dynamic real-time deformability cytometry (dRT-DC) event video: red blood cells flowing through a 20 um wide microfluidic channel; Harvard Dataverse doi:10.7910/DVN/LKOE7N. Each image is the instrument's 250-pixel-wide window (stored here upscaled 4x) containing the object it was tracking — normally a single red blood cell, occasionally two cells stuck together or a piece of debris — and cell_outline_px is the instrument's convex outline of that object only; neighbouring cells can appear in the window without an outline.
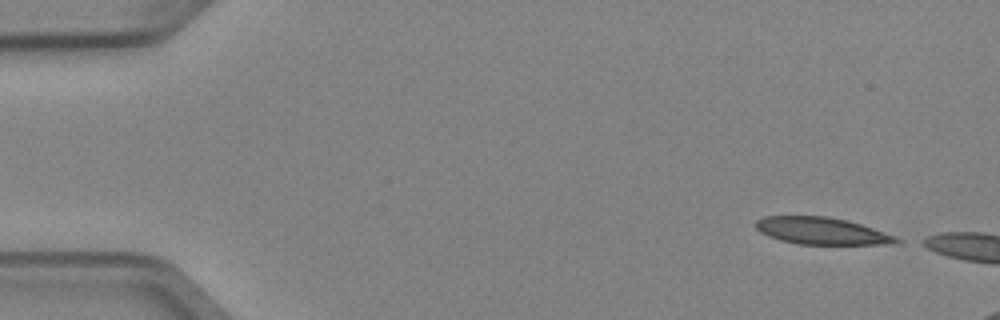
{"species": "Egyptian fruit bat (a non-hibernating species)", "species_latin": "Rousettus aegyptiacus", "temperature_condition": "cold", "stored_images_in_passage": 3, "camera_frame_rate_fps": 3000, "um_per_image_px": 0.085, "animal": {"sex": "female"}, "frame": {"image": 1, "passage_image": 1, "time_ms": 0.0, "image_size_px": [1000, 320], "cell_outline_px": [[904, 244], [796, 244], [780, 240], [768, 236], [760, 232], [752, 224], [756, 220], [764, 216], [828, 216], [848, 220], [896, 236], [904, 240]], "centroid_in_image_um": [69.86, 19.63], "position_along_channel_um": 15.1, "area_um2": 22.48}}